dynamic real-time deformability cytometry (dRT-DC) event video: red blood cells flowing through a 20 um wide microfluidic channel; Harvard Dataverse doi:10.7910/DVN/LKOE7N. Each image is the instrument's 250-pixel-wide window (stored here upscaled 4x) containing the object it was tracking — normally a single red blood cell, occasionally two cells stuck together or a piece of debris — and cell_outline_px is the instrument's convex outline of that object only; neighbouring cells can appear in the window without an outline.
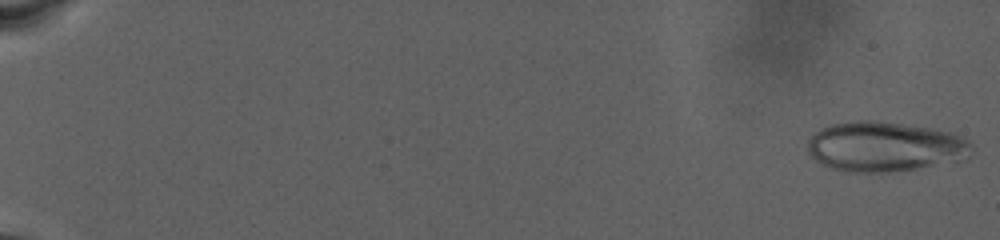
{"species": "human", "species_latin": "Homo sapiens", "temperature_condition": "warm", "stored_images_in_passage": 86, "camera_frame_rate_fps": 3000, "um_per_image_px": 0.085, "donor": {"sex": "male"}, "frame": {"image": 1, "passage_image": 2, "time_ms": 0.333, "image_size_px": [1000, 240], "cell_outline_px": [[972, 148], [968, 160], [916, 168], [888, 172], [844, 172], [832, 168], [808, 156], [808, 140], [820, 128], [832, 124], [856, 120], [876, 120], [928, 128], [948, 132], [960, 136], [968, 140], [972, 144]], "centroid_in_image_um": [75.21, 12.47], "position_along_channel_um": 9.8, "area_um2": 47.86}}
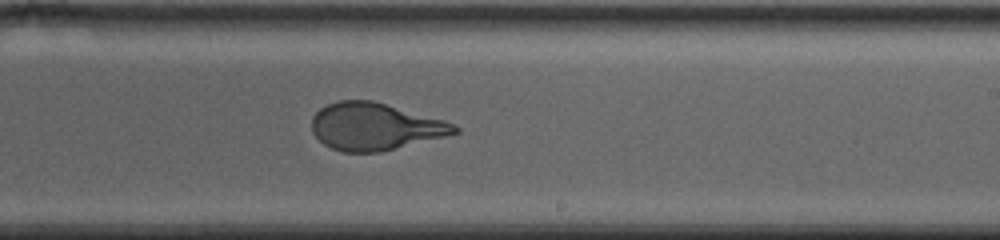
{"frame": {"image": 2, "passage_image": 57, "time_ms": 18.667, "image_size_px": [1000, 240], "cell_outline_px": [[460, 132], [380, 152], [340, 152], [324, 144], [312, 132], [312, 116], [320, 108], [328, 104], [340, 100], [372, 100], [444, 120], [460, 128]], "centroid_in_image_um": [31.84, 10.75], "position_along_channel_um": 257.2, "area_um2": 38.96}}
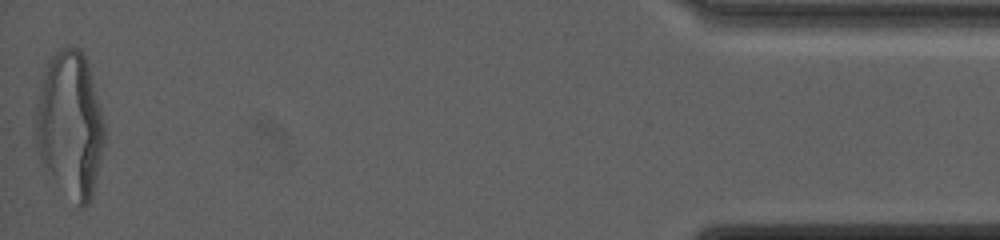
{"frame": {"image": 3, "passage_image": 86, "time_ms": 28.333, "image_size_px": [1000, 240], "cell_outline_px": [[104, 140], [92, 196], [88, 204], [84, 208], [80, 208], [52, 172], [40, 152], [36, 140], [36, 124], [44, 80], [48, 64], [52, 56], [60, 48], [68, 44], [76, 48], [84, 56], [88, 64], [100, 108], [104, 124]], "centroid_in_image_um": [6.02, 10.54], "position_along_channel_um": 429.2, "area_um2": 55.43}, "authors_computed_cell_mechanics": {"area_um2": 42.4252, "velocity_mm_per_s": 2.5402, "shape_relaxation_time_tau1_ms": 7.228, "shape_relaxation_time_tau2_ms": null, "deformation_change_tau1": 0.2282, "deformation_change_tau2": null}}